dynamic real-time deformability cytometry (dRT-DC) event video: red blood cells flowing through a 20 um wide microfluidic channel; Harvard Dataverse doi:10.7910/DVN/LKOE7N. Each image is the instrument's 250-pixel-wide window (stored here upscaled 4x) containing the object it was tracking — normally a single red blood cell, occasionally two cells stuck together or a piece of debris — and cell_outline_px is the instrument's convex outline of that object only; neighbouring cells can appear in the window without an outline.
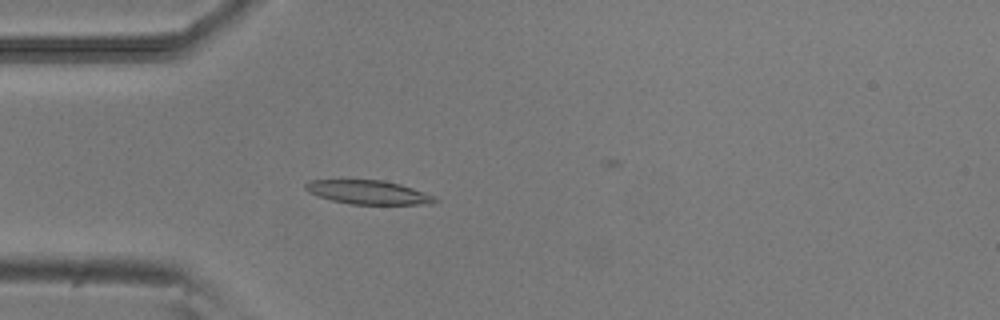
{"species": "common noctule bat (a hibernating species)", "species_latin": "Nyctalus noctula", "temperature_condition": "room temperature", "stored_images_in_passage": 50, "camera_frame_rate_fps": 3000, "um_per_image_px": 0.085, "animal": {"sex": "male", "body_mass_g": 20.5, "forearm_length_mm": 52.5}, "frame": {"image": 1, "passage_image": 13, "time_ms": 4.0, "image_size_px": [1000, 320], "cell_outline_px": [[440, 200], [432, 204], [348, 204], [332, 200], [308, 192], [304, 188], [304, 184], [312, 180], [384, 180], [400, 184], [436, 196]], "centroid_in_image_um": [31.34, 16.35], "position_along_channel_um": 53.7, "area_um2": 17.98}}
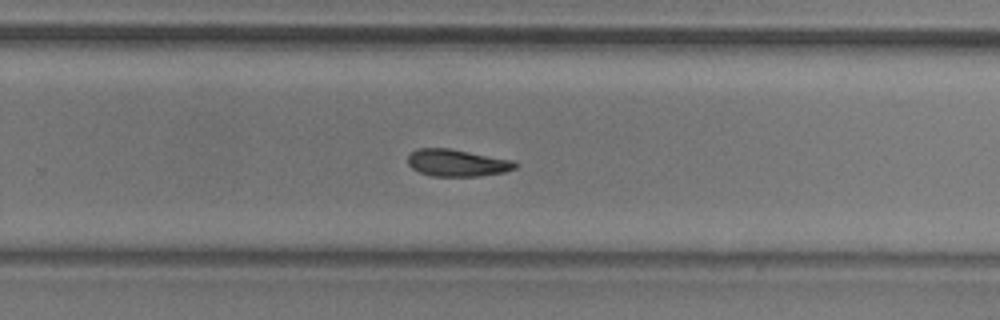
{"frame": {"image": 2, "passage_image": 32, "time_ms": 10.333, "image_size_px": [1000, 320], "cell_outline_px": [[520, 164], [516, 168], [504, 172], [480, 176], [432, 176], [420, 172], [412, 168], [408, 164], [408, 156], [416, 148], [448, 148], [516, 160]], "centroid_in_image_um": [38.91, 13.84], "position_along_channel_um": 290.9, "area_um2": 17.11}}
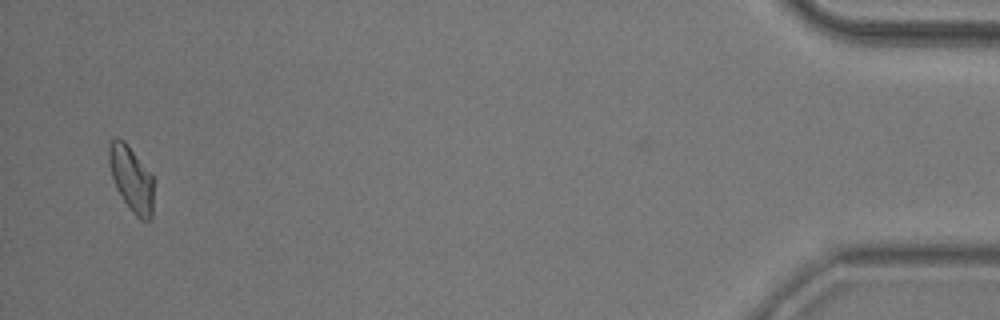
{"frame": {"image": 3, "passage_image": 49, "time_ms": 16.0, "image_size_px": [1000, 320], "cell_outline_px": [[156, 180], [152, 216], [148, 220], [140, 220], [132, 212], [116, 188], [112, 176], [108, 160], [108, 144], [116, 136], [124, 140]], "centroid_in_image_um": [11.2, 15.2], "position_along_channel_um": 424.0, "area_um2": 17.4}, "authors_computed_cell_mechanics": {"area_um2": 17.4267, "velocity_mm_per_s": 3.8485, "shape_relaxation_time_tau1_ms": 7.005, "shape_relaxation_time_tau2_ms": null, "deformation_change_tau1": 0.1788, "deformation_change_tau2": null}}